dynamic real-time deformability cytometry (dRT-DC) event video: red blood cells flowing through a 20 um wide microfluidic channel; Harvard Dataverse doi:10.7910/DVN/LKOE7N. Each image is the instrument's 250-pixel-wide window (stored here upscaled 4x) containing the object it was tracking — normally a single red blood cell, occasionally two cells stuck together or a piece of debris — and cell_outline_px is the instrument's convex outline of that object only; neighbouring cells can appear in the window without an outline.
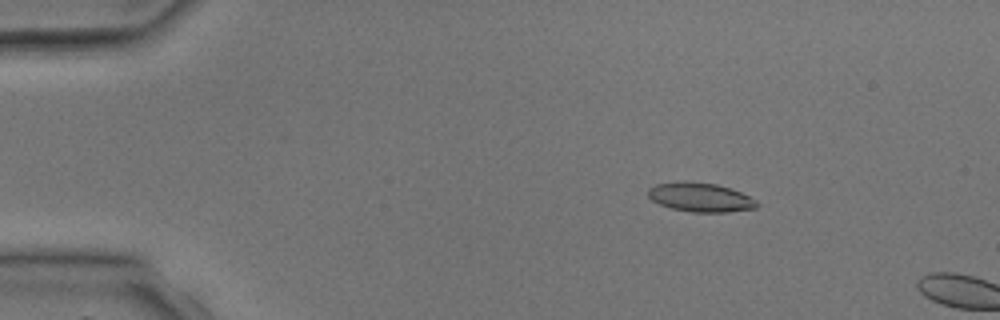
{"species": "common noctule bat (a hibernating species)", "species_latin": "Nyctalus noctula", "temperature_condition": "room temperature", "stored_images_in_passage": 2, "camera_frame_rate_fps": 3000, "um_per_image_px": 0.085, "animal": {"sex": "male", "body_mass_g": 17.9, "forearm_length_mm": 54.2}, "frame": {"image": 1, "passage_image": 1, "time_ms": 0.0, "image_size_px": [1000, 320], "cell_outline_px": [[760, 204], [756, 208], [728, 212], [692, 212], [672, 208], [660, 204], [652, 200], [648, 196], [648, 188], [656, 184], [716, 184], [740, 192], [756, 200]], "centroid_in_image_um": [59.58, 16.82], "position_along_channel_um": 25.4, "area_um2": 17.57}}